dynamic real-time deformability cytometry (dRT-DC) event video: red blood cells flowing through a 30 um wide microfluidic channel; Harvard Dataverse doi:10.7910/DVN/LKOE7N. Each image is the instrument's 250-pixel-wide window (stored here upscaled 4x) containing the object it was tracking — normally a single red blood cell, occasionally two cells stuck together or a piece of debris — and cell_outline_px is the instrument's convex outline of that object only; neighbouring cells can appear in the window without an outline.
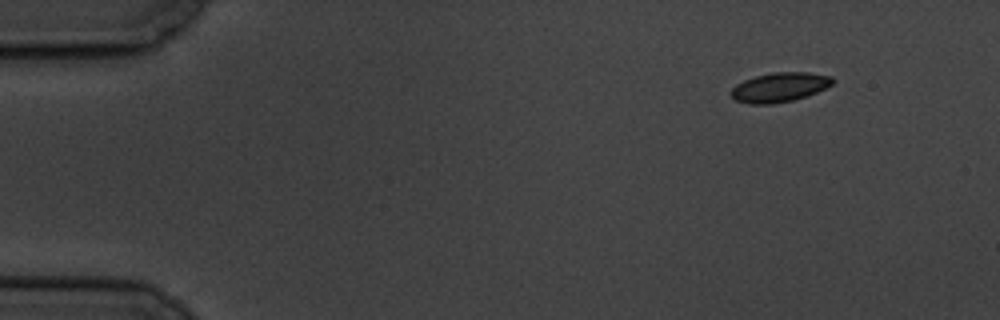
{"species": "common noctule bat (a hibernating species)", "species_latin": "Nyctalus noctula", "temperature_condition": "cold", "stored_images_in_passage": 5, "camera_frame_rate_fps": 3000, "um_per_image_px": 0.085, "animal": {"sex": "male", "body_mass_g": 19.5, "forearm_length_mm": 54.6}, "frame": {"image": 1, "passage_image": 1, "time_ms": 0.0, "image_size_px": [1000, 320], "cell_outline_px": [[836, 80], [832, 84], [808, 96], [792, 100], [772, 104], [748, 104], [736, 100], [728, 92], [736, 84], [744, 80], [756, 76], [772, 72], [808, 72], [832, 76]], "centroid_in_image_um": [66.26, 7.41], "position_along_channel_um": 18.7, "area_um2": 17.51}}
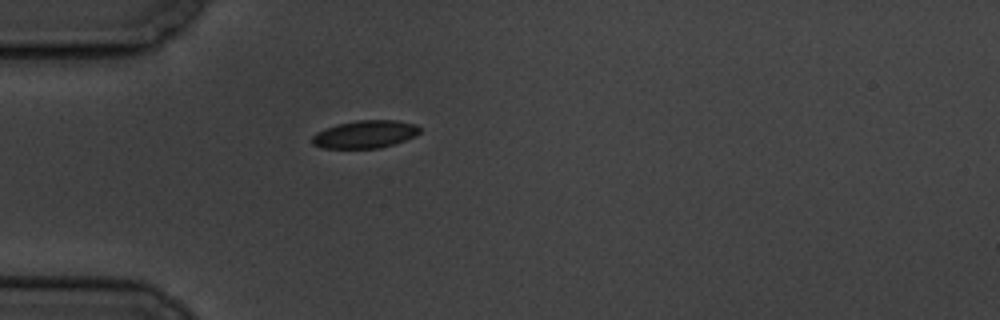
{"frame": {"image": 2, "passage_image": 4, "time_ms": 3.667, "image_size_px": [1000, 320], "cell_outline_px": [[420, 132], [416, 136], [380, 148], [324, 148], [312, 144], [312, 136], [316, 132], [324, 128], [336, 124], [356, 120], [396, 120], [416, 124], [420, 128]], "centroid_in_image_um": [31.01, 11.4], "position_along_channel_um": 54.0, "area_um2": 17.46}}